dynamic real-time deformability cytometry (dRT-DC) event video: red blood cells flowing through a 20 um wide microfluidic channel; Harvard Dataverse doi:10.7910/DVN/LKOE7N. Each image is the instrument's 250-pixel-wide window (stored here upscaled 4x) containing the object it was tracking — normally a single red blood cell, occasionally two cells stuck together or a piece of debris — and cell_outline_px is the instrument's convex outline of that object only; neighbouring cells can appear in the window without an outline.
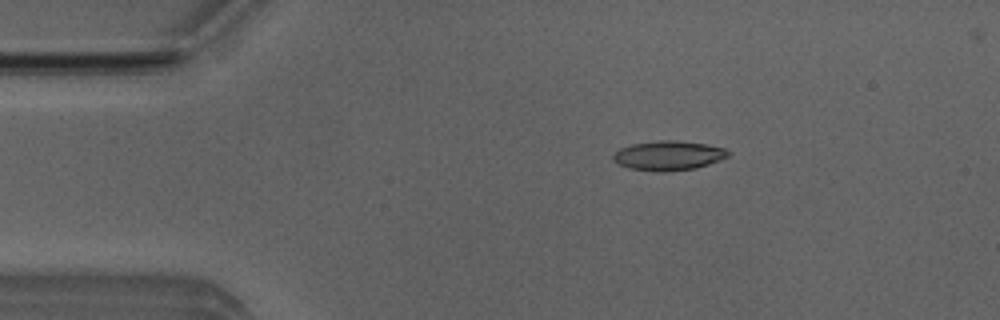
{"species": "Egyptian fruit bat (a non-hibernating species)", "species_latin": "Rousettus aegyptiacus", "temperature_condition": "room temperature", "stored_images_in_passage": 43, "camera_frame_rate_fps": 3000, "um_per_image_px": 0.085, "animal": {"sex": "male"}, "frame": {"image": 1, "passage_image": 1, "time_ms": 0.0, "image_size_px": [1000, 320], "cell_outline_px": [[728, 156], [708, 164], [696, 168], [664, 172], [656, 172], [628, 168], [612, 160], [612, 156], [620, 148], [632, 144], [660, 140], [676, 140], [704, 144], [724, 148], [728, 152]], "centroid_in_image_um": [56.77, 13.23], "position_along_channel_um": 28.2, "area_um2": 19.59}}
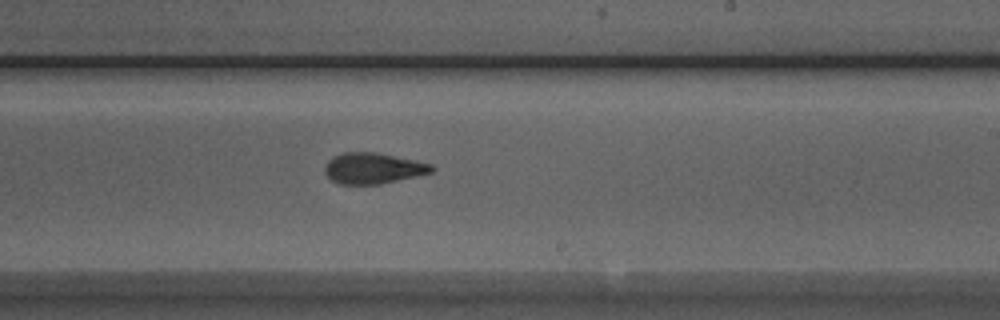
{"frame": {"image": 2, "passage_image": 22, "time_ms": 7.0, "image_size_px": [1000, 320], "cell_outline_px": [[436, 168], [432, 172], [380, 184], [340, 184], [332, 180], [324, 172], [324, 168], [328, 160], [332, 156], [344, 152], [376, 152], [416, 160], [432, 164]], "centroid_in_image_um": [31.7, 14.29], "position_along_channel_um": 257.3, "area_um2": 19.25}}
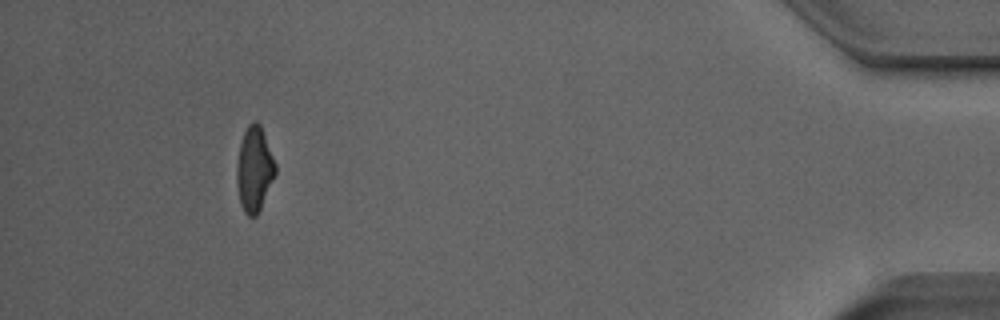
{"frame": {"image": 3, "passage_image": 39, "time_ms": 12.667, "image_size_px": [1000, 320], "cell_outline_px": [[276, 176], [256, 216], [248, 216], [244, 212], [240, 204], [236, 184], [236, 164], [240, 144], [244, 132], [248, 124], [252, 120], [256, 120], [260, 124], [276, 164]], "centroid_in_image_um": [21.61, 14.38], "position_along_channel_um": 413.6, "area_um2": 19.31}, "authors_computed_cell_mechanics": {"area_um2": 19.5942, "velocity_mm_per_s": 4.0116, "shape_relaxation_time_tau1_ms": 6.3759, "shape_relaxation_time_tau2_ms": 1.8601, "deformation_change_tau1": 0.1919, "deformation_change_tau2": 0.0955}}